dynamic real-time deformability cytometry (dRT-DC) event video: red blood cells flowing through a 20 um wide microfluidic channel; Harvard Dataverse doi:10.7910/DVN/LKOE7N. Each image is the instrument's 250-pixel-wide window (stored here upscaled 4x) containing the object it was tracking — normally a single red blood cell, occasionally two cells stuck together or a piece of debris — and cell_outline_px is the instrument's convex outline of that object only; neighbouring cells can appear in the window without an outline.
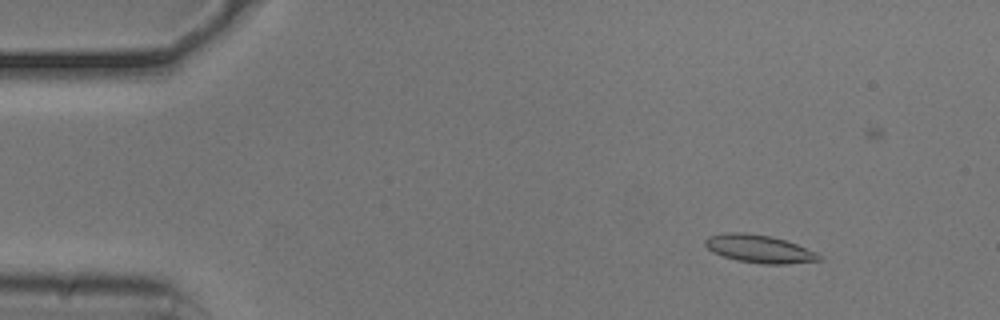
{"species": "common noctule bat (a hibernating species)", "species_latin": "Nyctalus noctula", "temperature_condition": "cold", "stored_images_in_passage": 19, "camera_frame_rate_fps": 3000, "um_per_image_px": 0.085, "animal": {"sex": "male", "body_mass_g": 20.5, "forearm_length_mm": 52.5}, "frame": {"image": 1, "passage_image": 7, "time_ms": 2.0, "image_size_px": [1000, 320], "cell_outline_px": [[824, 260], [788, 264], [760, 264], [736, 260], [712, 252], [704, 244], [704, 240], [708, 236], [728, 232], [744, 232], [772, 236], [796, 244], [816, 252]], "centroid_in_image_um": [64.53, 21.15], "position_along_channel_um": 20.5, "area_um2": 18.61}}
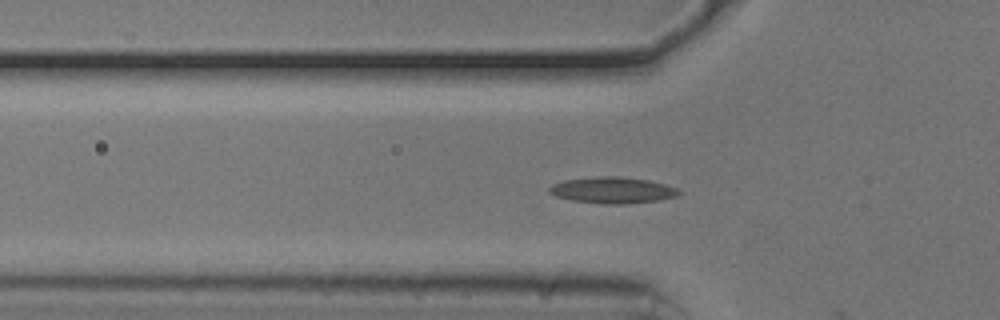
{"frame": {"image": 2, "passage_image": 18, "time_ms": 5.667, "image_size_px": [1000, 320], "cell_outline_px": [[680, 192], [676, 196], [656, 200], [624, 204], [600, 204], [572, 200], [556, 196], [548, 192], [548, 188], [552, 184], [564, 180], [596, 176], [620, 176], [648, 180], [664, 184], [676, 188]], "centroid_in_image_um": [52.01, 16.16], "position_along_channel_um": 73.8, "area_um2": 19.77}}